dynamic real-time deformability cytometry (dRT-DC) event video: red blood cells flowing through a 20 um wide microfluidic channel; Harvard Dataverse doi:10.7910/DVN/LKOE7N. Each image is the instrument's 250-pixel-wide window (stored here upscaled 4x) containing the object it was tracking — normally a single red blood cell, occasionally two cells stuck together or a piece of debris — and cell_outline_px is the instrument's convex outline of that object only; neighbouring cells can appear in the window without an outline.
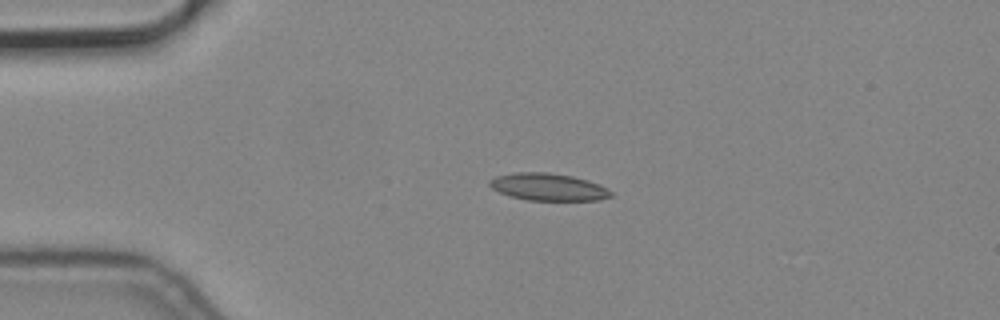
{"species": "common noctule bat (a hibernating species)", "species_latin": "Nyctalus noctula", "temperature_condition": "cold", "stored_images_in_passage": 2, "camera_frame_rate_fps": 3000, "um_per_image_px": 0.085, "animal": {"sex": "male", "body_mass_g": 19.2, "forearm_length_mm": 51.8}, "frame": {"image": 1, "passage_image": 1, "time_ms": 0.0, "image_size_px": [1000, 320], "cell_outline_px": [[612, 196], [600, 200], [528, 200], [508, 196], [492, 188], [488, 184], [488, 180], [496, 176], [516, 172], [548, 172], [572, 176], [588, 180], [600, 184], [608, 188], [612, 192]], "centroid_in_image_um": [46.6, 15.89], "position_along_channel_um": 38.4, "area_um2": 19.42}}